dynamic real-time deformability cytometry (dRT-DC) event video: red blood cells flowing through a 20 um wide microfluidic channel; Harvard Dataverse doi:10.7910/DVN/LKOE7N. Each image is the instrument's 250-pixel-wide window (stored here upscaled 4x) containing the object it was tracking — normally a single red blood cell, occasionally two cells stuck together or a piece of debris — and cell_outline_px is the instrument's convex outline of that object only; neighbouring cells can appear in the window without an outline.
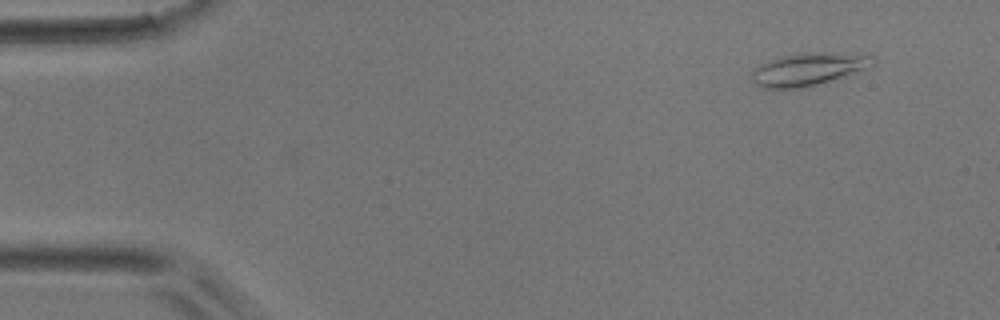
{"species": "common noctule bat (a hibernating species)", "species_latin": "Nyctalus noctula", "temperature_condition": "room temperature", "stored_images_in_passage": 17, "camera_frame_rate_fps": 3000, "um_per_image_px": 0.085, "animal": {"sex": "male", "body_mass_g": 17.9}, "frame": {"image": 1, "passage_image": 1, "time_ms": 0.0, "image_size_px": [1000, 320], "cell_outline_px": [[876, 64], [816, 84], [800, 88], [764, 88], [756, 84], [752, 80], [748, 72], [760, 64], [796, 52], [812, 52], [872, 56], [876, 60]], "centroid_in_image_um": [68.59, 5.88], "position_along_channel_um": 16.4, "area_um2": 22.37}}
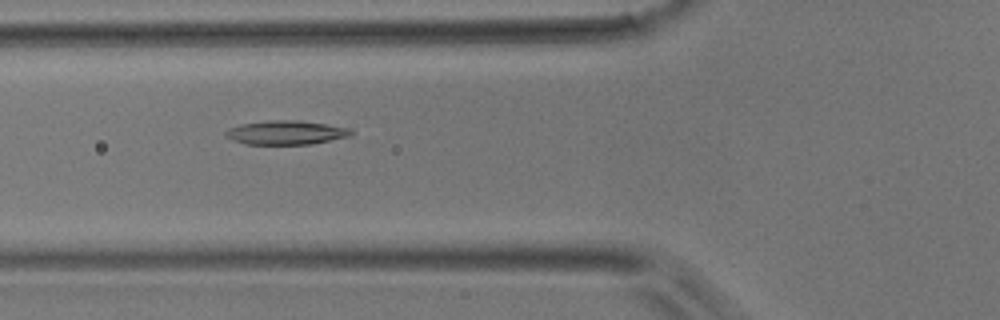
{"frame": {"image": 2, "passage_image": 15, "time_ms": 4.667, "image_size_px": [1000, 320], "cell_outline_px": [[352, 136], [312, 144], [244, 144], [232, 140], [224, 136], [224, 132], [228, 128], [240, 124], [268, 120], [300, 120], [352, 128]], "centroid_in_image_um": [24.3, 11.26], "position_along_channel_um": 101.5, "area_um2": 17.8}}